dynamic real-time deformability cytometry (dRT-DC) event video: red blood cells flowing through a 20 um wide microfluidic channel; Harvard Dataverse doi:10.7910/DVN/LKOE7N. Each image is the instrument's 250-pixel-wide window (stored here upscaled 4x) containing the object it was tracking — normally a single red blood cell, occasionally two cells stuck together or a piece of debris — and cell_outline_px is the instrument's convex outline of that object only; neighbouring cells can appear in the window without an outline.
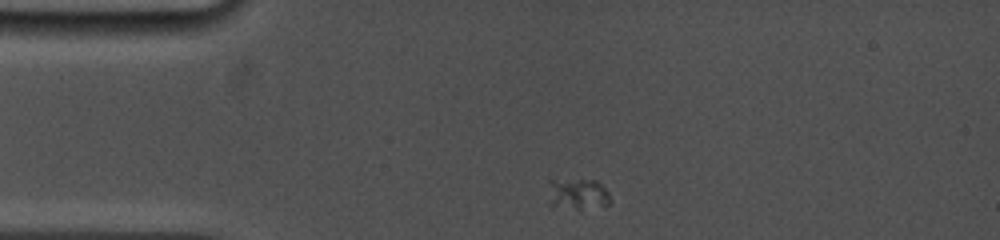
{"species": "common noctule bat (a hibernating species)", "species_latin": "Nyctalus noctula", "temperature_condition": "cold", "stored_images_in_passage": 66, "camera_frame_rate_fps": 5000, "um_per_image_px": 0.085, "animal": {"sex": "female", "body_mass_g": 19.0, "forearm_length_mm": 53.3}, "frame": {"image": 1, "passage_image": 1, "time_ms": 0.0, "image_size_px": [1000, 240], "cell_outline_px": [[612, 200], [608, 204], [580, 212], [552, 204], [548, 180], [596, 180], [608, 192]], "centroid_in_image_um": [49.17, 16.53], "position_along_channel_um": 35.8, "area_um2": 11.33}}
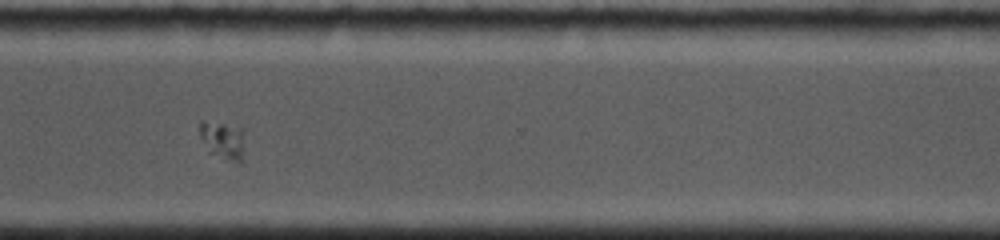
{"frame": {"image": 2, "passage_image": 47, "time_ms": 9.2, "image_size_px": [1000, 240], "cell_outline_px": [[244, 160], [240, 164], [224, 160], [208, 152], [200, 136], [200, 120], [204, 120], [244, 128]], "centroid_in_image_um": [18.99, 11.96], "position_along_channel_um": 351.6, "area_um2": 10.46}}
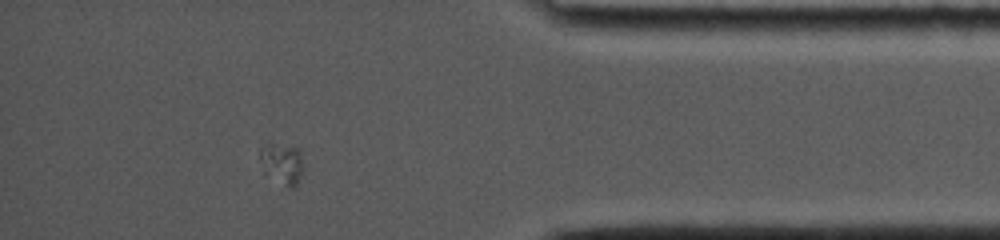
{"frame": {"image": 3, "passage_image": 57, "time_ms": 11.2, "image_size_px": [1000, 240], "cell_outline_px": [[300, 172], [296, 188], [292, 188], [264, 176], [260, 160], [260, 148], [264, 144], [272, 144], [300, 148]], "centroid_in_image_um": [23.89, 13.92], "position_along_channel_um": 411.3, "area_um2": 10.23}}